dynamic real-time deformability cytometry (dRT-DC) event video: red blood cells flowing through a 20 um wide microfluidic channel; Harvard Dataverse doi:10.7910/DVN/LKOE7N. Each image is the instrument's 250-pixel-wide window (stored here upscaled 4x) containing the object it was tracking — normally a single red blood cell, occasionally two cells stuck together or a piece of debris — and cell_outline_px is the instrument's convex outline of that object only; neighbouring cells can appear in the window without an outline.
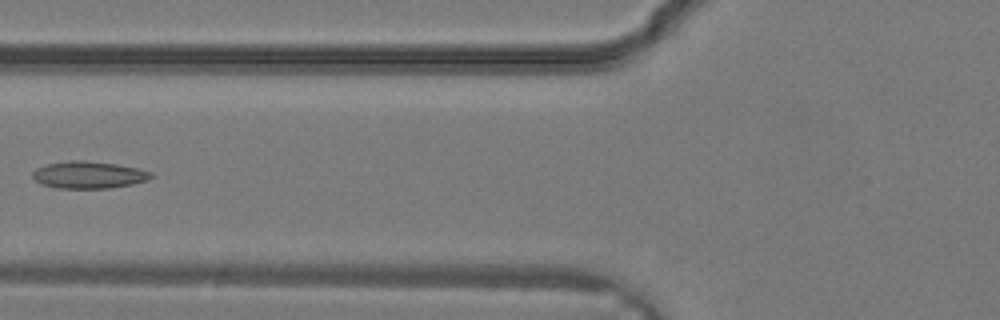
{"species": "common noctule bat (a hibernating species)", "species_latin": "Nyctalus noctula", "temperature_condition": "warm", "stored_images_in_passage": 21, "camera_frame_rate_fps": 3000, "um_per_image_px": 0.085, "animal": {"sex": "male", "body_mass_g": 19.2, "forearm_length_mm": 51.8}, "frame": {"image": 1, "passage_image": 7, "time_ms": 2.0, "image_size_px": [1000, 320], "cell_outline_px": [[156, 176], [148, 180], [132, 184], [108, 188], [56, 188], [44, 184], [36, 180], [32, 176], [32, 172], [36, 168], [48, 164], [72, 160], [84, 160], [116, 164], [136, 168], [152, 172]], "centroid_in_image_um": [7.57, 14.86], "position_along_channel_um": 118.2, "area_um2": 18.61}}
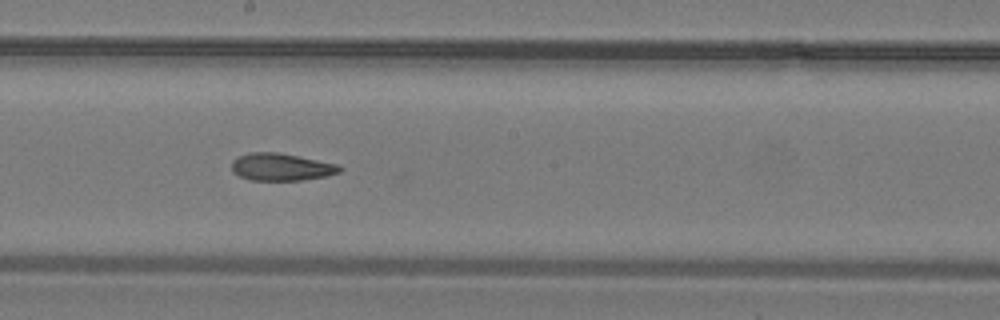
{"frame": {"image": 2, "passage_image": 12, "time_ms": 3.667, "image_size_px": [1000, 320], "cell_outline_px": [[344, 168], [340, 172], [328, 176], [300, 180], [252, 180], [240, 176], [232, 172], [232, 160], [248, 152], [276, 152], [340, 164]], "centroid_in_image_um": [23.94, 14.19], "position_along_channel_um": 224.3, "area_um2": 17.28}}
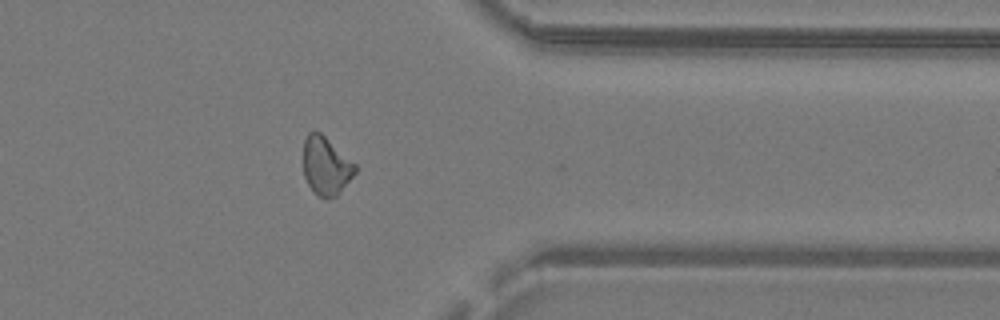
{"frame": {"image": 3, "passage_image": 20, "time_ms": 6.333, "image_size_px": [1000, 320], "cell_outline_px": [[356, 172], [336, 196], [320, 196], [312, 192], [304, 176], [304, 140], [308, 132], [320, 132], [356, 164]], "centroid_in_image_um": [27.7, 14.09], "position_along_channel_um": 383.7, "area_um2": 17.22}}